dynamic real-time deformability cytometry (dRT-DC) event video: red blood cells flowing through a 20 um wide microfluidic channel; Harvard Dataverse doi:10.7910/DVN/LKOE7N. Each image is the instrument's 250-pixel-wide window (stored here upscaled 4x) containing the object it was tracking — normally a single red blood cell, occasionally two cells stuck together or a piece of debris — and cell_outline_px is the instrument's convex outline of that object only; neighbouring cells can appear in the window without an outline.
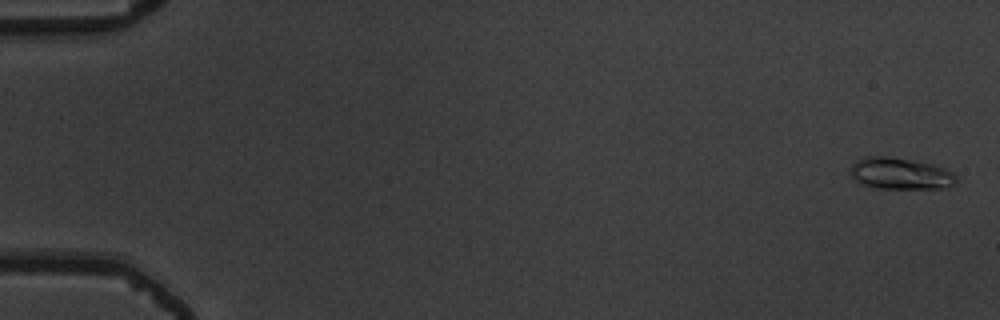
{"species": "common noctule bat (a hibernating species)", "species_latin": "Nyctalus noctula", "temperature_condition": "warm", "stored_images_in_passage": 55, "camera_frame_rate_fps": 3000, "um_per_image_px": 0.085, "animal": {"sex": "male", "body_mass_g": 19.5, "forearm_length_mm": 54.6}, "frame": {"image": 1, "passage_image": 2, "time_ms": 0.333, "image_size_px": [1000, 320], "cell_outline_px": [[956, 180], [952, 184], [944, 188], [876, 188], [860, 184], [852, 176], [852, 164], [856, 160], [864, 156], [884, 156], [932, 164], [944, 168], [952, 172], [956, 176]], "centroid_in_image_um": [76.5, 14.75], "position_along_channel_um": 8.5, "area_um2": 19.19}}
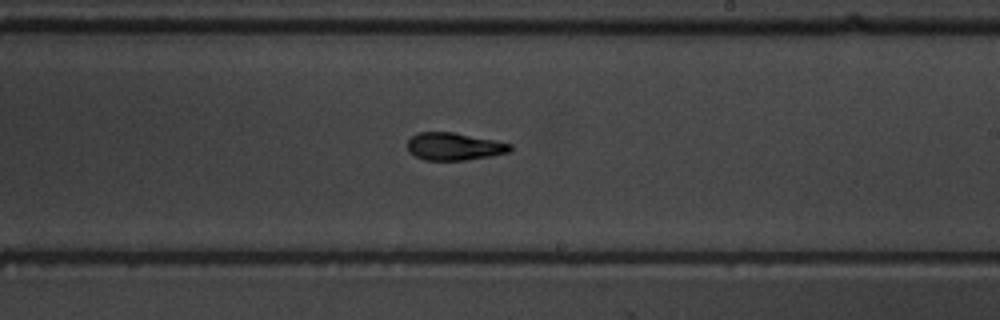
{"frame": {"image": 2, "passage_image": 34, "time_ms": 11.0, "image_size_px": [1000, 320], "cell_outline_px": [[512, 152], [464, 160], [424, 160], [408, 152], [408, 140], [412, 136], [420, 132], [452, 132], [512, 144]], "centroid_in_image_um": [38.59, 12.45], "position_along_channel_um": 250.4, "area_um2": 16.3}}
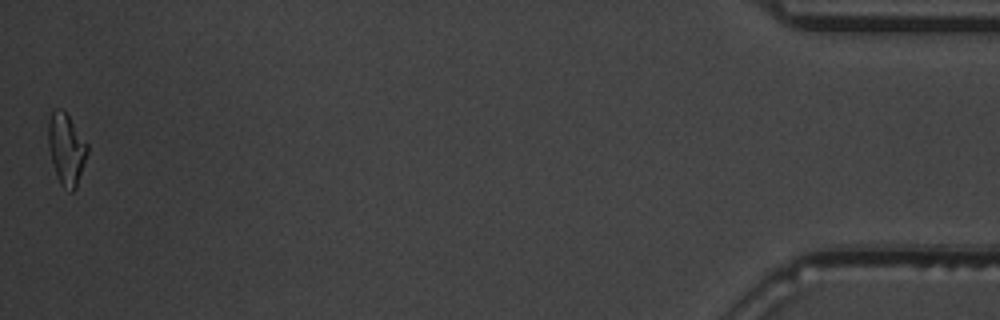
{"frame": {"image": 3, "passage_image": 55, "time_ms": 18.0, "image_size_px": [1000, 320], "cell_outline_px": [[88, 152], [76, 188], [72, 192], [68, 192], [60, 184], [56, 176], [52, 164], [48, 144], [48, 120], [52, 112], [56, 108], [60, 108], [68, 116], [88, 144]], "centroid_in_image_um": [5.63, 12.7], "position_along_channel_um": 429.6, "area_um2": 16.3}, "authors_computed_cell_mechanics": {"area_um2": 16.5886, "velocity_mm_per_s": 3.8015, "shape_relaxation_time_tau1_ms": 11.0499, "shape_relaxation_time_tau2_ms": 1.9792, "deformation_change_tau1": 0.2893, "deformation_change_tau2": 0.08}}